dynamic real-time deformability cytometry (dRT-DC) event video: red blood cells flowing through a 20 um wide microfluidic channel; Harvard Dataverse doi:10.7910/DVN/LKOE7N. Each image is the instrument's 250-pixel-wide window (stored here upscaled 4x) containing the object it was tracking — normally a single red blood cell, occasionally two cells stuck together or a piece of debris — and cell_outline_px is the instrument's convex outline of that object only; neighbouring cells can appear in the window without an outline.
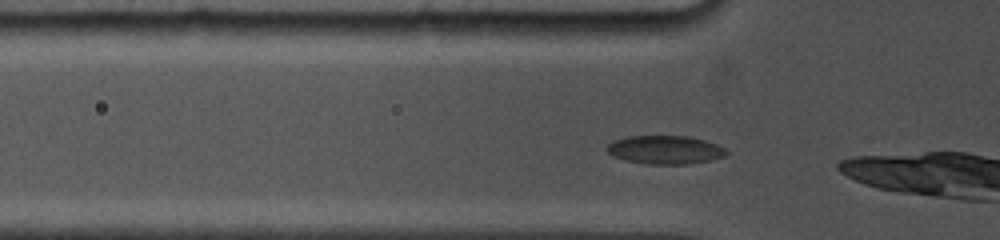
{"species": "common noctule bat (a hibernating species)", "species_latin": "Nyctalus noctula", "temperature_condition": "cold", "stored_images_in_passage": 12, "camera_frame_rate_fps": 5000, "um_per_image_px": 0.085, "animal": {"sex": "female", "body_mass_g": 19.0, "forearm_length_mm": 53.3}, "frame": {"image": 1, "passage_image": 3, "time_ms": 0.6, "image_size_px": [1000, 240], "cell_outline_px": [[728, 152], [724, 156], [692, 164], [644, 164], [624, 160], [612, 156], [608, 152], [608, 144], [616, 140], [628, 136], [688, 136], [704, 140], [716, 144], [724, 148]], "centroid_in_image_um": [56.52, 12.74], "position_along_channel_um": 69.3, "area_um2": 19.71}}
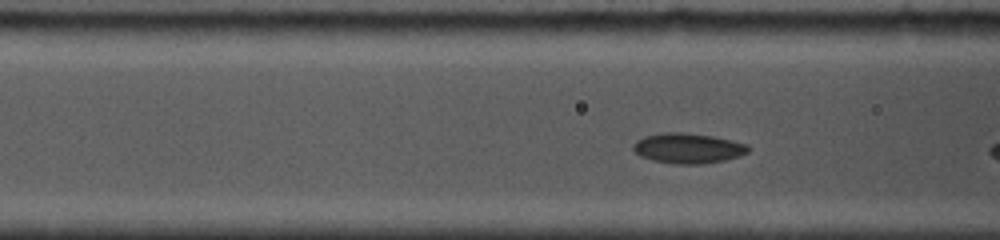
{"frame": {"image": 2, "passage_image": 6, "time_ms": 1.6, "image_size_px": [1000, 240], "cell_outline_px": [[752, 148], [748, 152], [740, 156], [724, 160], [700, 164], [672, 164], [652, 160], [640, 156], [632, 148], [632, 144], [636, 140], [644, 136], [664, 132], [680, 132], [712, 136], [732, 140], [748, 144]], "centroid_in_image_um": [58.48, 12.6], "position_along_channel_um": 108.1, "area_um2": 20.4}}